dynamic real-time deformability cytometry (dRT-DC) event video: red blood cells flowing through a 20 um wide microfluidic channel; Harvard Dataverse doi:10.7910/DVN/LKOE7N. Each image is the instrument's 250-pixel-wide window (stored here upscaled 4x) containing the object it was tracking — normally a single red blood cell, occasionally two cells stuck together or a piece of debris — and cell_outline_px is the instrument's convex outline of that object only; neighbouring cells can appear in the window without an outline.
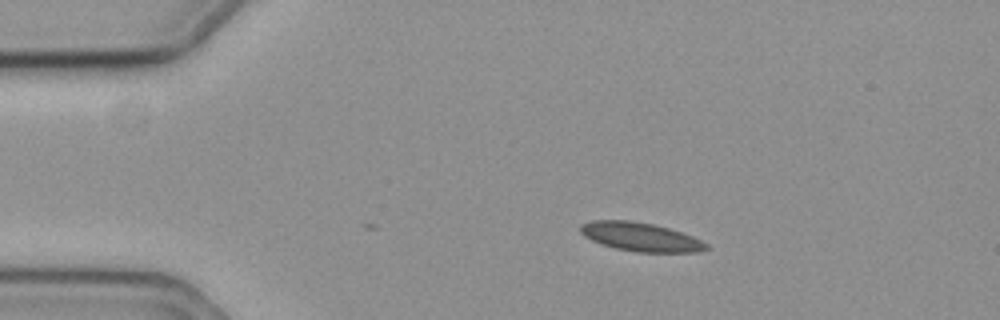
{"species": "common noctule bat (a hibernating species)", "species_latin": "Nyctalus noctula", "temperature_condition": "cold", "stored_images_in_passage": 2, "camera_frame_rate_fps": 3000, "um_per_image_px": 0.085, "animal": {"sex": "female", "body_mass_g": 19.3, "forearm_length_mm": 54.1}, "frame": {"image": 1, "passage_image": 2, "time_ms": 0.333, "image_size_px": [1000, 320], "cell_outline_px": [[712, 248], [696, 252], [636, 252], [616, 248], [600, 244], [584, 236], [580, 232], [580, 224], [592, 220], [632, 220], [652, 224], [668, 228], [692, 236], [708, 244]], "centroid_in_image_um": [54.43, 20.13], "position_along_channel_um": 30.6, "area_um2": 21.1}}